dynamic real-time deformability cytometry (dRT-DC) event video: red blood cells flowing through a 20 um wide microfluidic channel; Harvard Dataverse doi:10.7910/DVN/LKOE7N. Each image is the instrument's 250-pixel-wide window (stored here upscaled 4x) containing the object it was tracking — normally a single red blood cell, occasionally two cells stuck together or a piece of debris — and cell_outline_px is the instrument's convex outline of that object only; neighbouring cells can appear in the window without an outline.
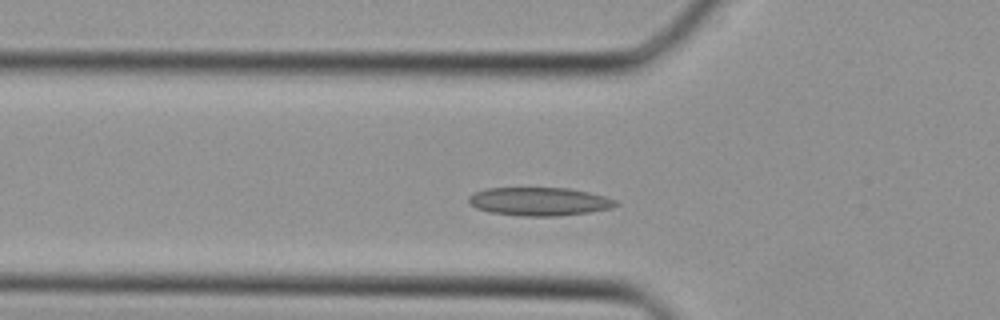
{"species": "Egyptian fruit bat (a non-hibernating species)", "species_latin": "Rousettus aegyptiacus", "temperature_condition": "cold", "stored_images_in_passage": 27, "camera_frame_rate_fps": 3000, "um_per_image_px": 0.085, "animal": {"sex": "female"}, "frame": {"image": 1, "passage_image": 2, "time_ms": 0.333, "image_size_px": [1000, 320], "cell_outline_px": [[620, 204], [612, 208], [588, 212], [560, 216], [520, 216], [488, 212], [476, 208], [468, 204], [468, 196], [472, 192], [484, 188], [568, 188], [588, 192], [604, 196], [616, 200]], "centroid_in_image_um": [45.79, 17.13], "position_along_channel_um": 80.0, "area_um2": 24.57}}
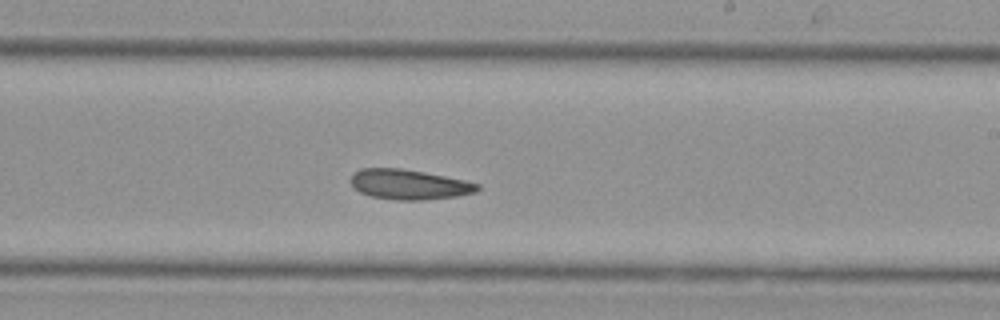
{"frame": {"image": 2, "passage_image": 12, "time_ms": 3.667, "image_size_px": [1000, 320], "cell_outline_px": [[480, 188], [476, 192], [456, 196], [424, 200], [396, 200], [372, 196], [360, 192], [352, 188], [348, 180], [352, 172], [360, 168], [400, 168], [424, 172], [464, 180], [480, 184]], "centroid_in_image_um": [34.7, 15.67], "position_along_channel_um": 254.3, "area_um2": 22.37}}
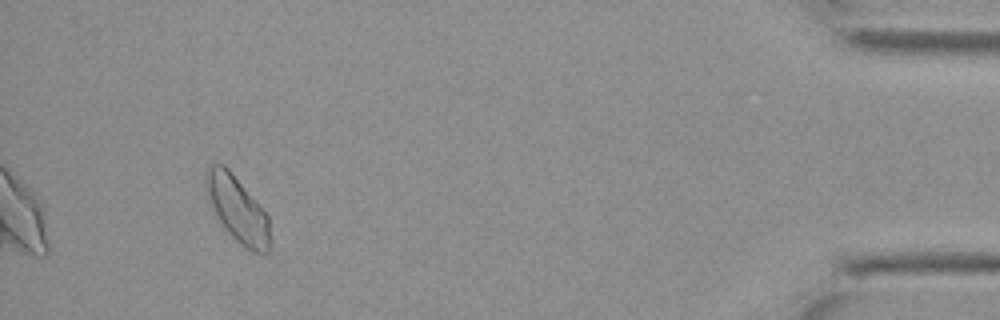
{"frame": {"image": 3, "passage_image": 25, "time_ms": 8.0, "image_size_px": [1000, 320], "cell_outline_px": [[268, 252], [252, 252], [244, 248], [224, 228], [208, 200], [204, 192], [204, 176], [208, 168], [212, 164], [224, 164], [232, 172], [268, 216]], "centroid_in_image_um": [20.11, 17.74], "position_along_channel_um": 415.1, "area_um2": 24.22}}